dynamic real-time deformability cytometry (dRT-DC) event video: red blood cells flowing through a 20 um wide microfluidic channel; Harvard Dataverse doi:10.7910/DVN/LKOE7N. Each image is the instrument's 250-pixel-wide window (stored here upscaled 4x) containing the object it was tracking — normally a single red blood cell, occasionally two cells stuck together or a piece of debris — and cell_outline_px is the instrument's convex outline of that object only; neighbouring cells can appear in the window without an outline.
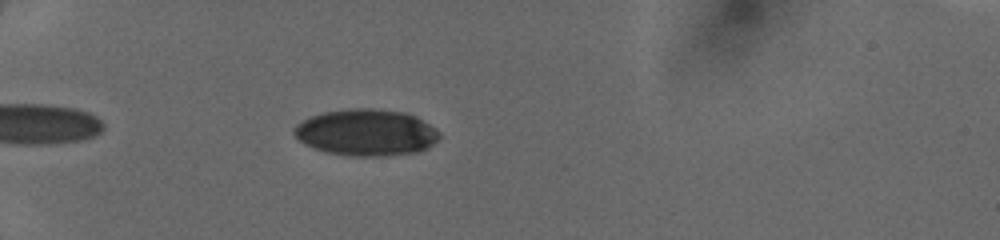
{"species": "human", "species_latin": "Homo sapiens", "temperature_condition": "cold", "stored_images_in_passage": 38, "camera_frame_rate_fps": 3000, "um_per_image_px": 0.085, "donor": {"sex": "female"}, "frame": {"image": 1, "passage_image": 5, "time_ms": 1.333, "image_size_px": [1000, 240], "cell_outline_px": [[440, 136], [428, 148], [420, 152], [380, 156], [352, 156], [328, 152], [316, 148], [300, 140], [292, 132], [292, 128], [296, 124], [312, 116], [324, 112], [352, 108], [372, 108], [404, 112], [416, 116], [440, 132]], "centroid_in_image_um": [31.15, 11.26], "position_along_channel_um": 53.8, "area_um2": 39.19}}
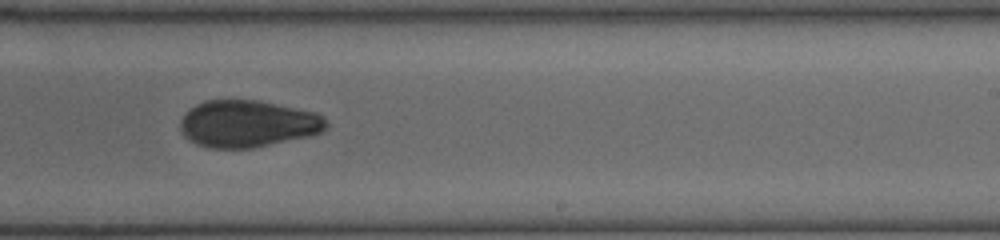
{"frame": {"image": 2, "passage_image": 22, "time_ms": 7.0, "image_size_px": [1000, 240], "cell_outline_px": [[328, 124], [324, 132], [312, 136], [252, 148], [208, 148], [196, 144], [184, 136], [180, 128], [180, 120], [184, 112], [196, 104], [204, 100], [256, 100], [316, 112], [324, 116]], "centroid_in_image_um": [21.06, 10.52], "position_along_channel_um": 267.9, "area_um2": 40.34}}
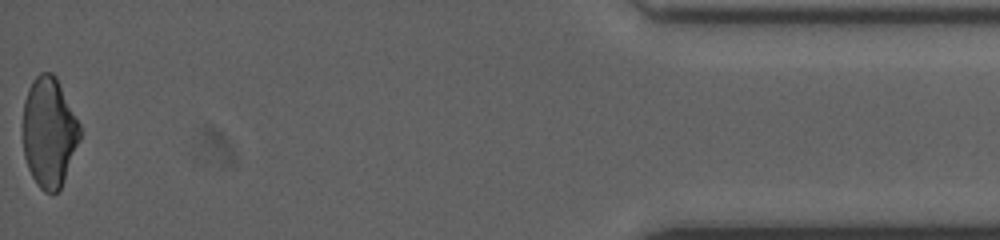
{"frame": {"image": 3, "passage_image": 38, "time_ms": 12.333, "image_size_px": [1000, 240], "cell_outline_px": [[80, 140], [64, 180], [60, 188], [56, 192], [44, 192], [36, 184], [28, 168], [24, 156], [24, 100], [28, 88], [32, 80], [40, 72], [52, 72], [56, 76], [80, 124]], "centroid_in_image_um": [4.18, 11.22], "position_along_channel_um": 431.0, "area_um2": 36.41}}